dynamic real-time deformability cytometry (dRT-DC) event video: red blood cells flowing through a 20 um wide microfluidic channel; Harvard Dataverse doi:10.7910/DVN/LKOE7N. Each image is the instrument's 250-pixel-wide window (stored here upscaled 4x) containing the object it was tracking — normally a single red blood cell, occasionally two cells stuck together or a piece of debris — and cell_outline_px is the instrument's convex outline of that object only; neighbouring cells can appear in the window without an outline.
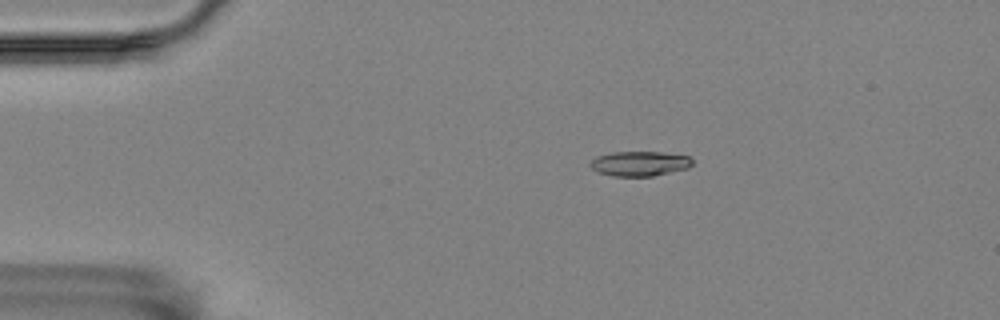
{"species": "Egyptian fruit bat (a non-hibernating species)", "species_latin": "Rousettus aegyptiacus", "temperature_condition": "room temperature", "stored_images_in_passage": 58, "camera_frame_rate_fps": 3000, "um_per_image_px": 0.085, "animal": {"sex": "female"}, "frame": {"image": 1, "passage_image": 11, "time_ms": 3.333, "image_size_px": [1000, 320], "cell_outline_px": [[692, 164], [688, 168], [652, 176], [612, 176], [600, 172], [592, 168], [588, 164], [596, 156], [612, 152], [660, 152], [688, 156], [692, 160]], "centroid_in_image_um": [54.35, 13.9], "position_along_channel_um": 30.7, "area_um2": 14.62}}
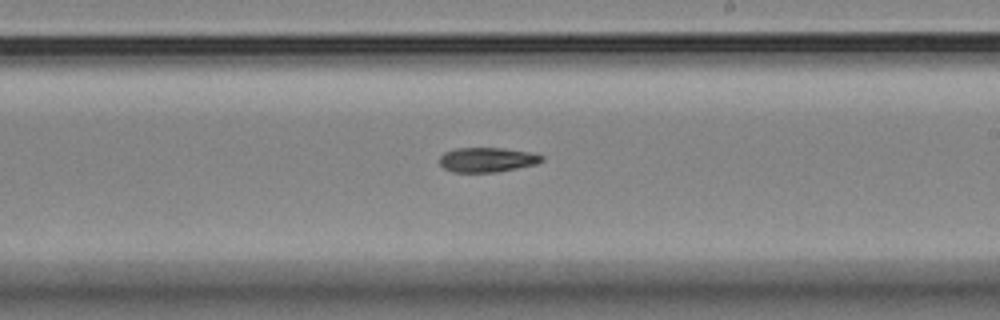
{"frame": {"image": 2, "passage_image": 34, "time_ms": 11.0, "image_size_px": [1000, 320], "cell_outline_px": [[544, 160], [536, 164], [496, 172], [452, 172], [444, 168], [440, 164], [440, 156], [444, 152], [456, 148], [500, 148], [528, 152], [544, 156]], "centroid_in_image_um": [41.38, 13.58], "position_along_channel_um": 247.6, "area_um2": 14.57}}
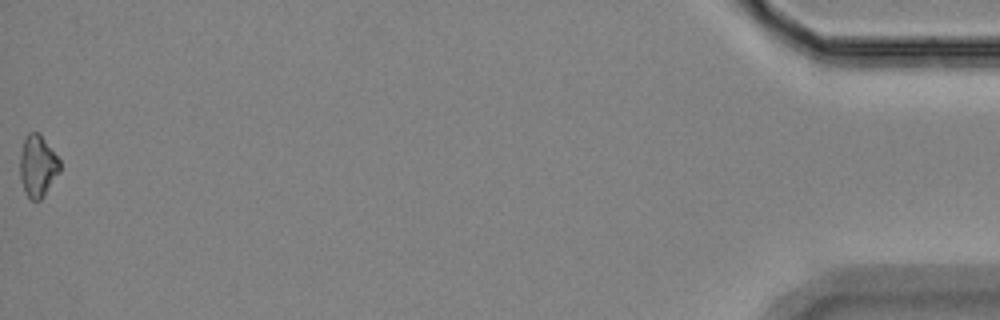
{"frame": {"image": 3, "passage_image": 58, "time_ms": 19.0, "image_size_px": [1000, 320], "cell_outline_px": [[60, 172], [40, 200], [32, 200], [24, 192], [20, 176], [20, 152], [24, 140], [28, 132], [40, 132], [60, 160]], "centroid_in_image_um": [3.2, 14.08], "position_along_channel_um": 432.0, "area_um2": 14.39}, "authors_computed_cell_mechanics": {"area_um2": 14.739, "velocity_mm_per_s": 3.4797, "shape_relaxation_time_tau1_ms": null, "shape_relaxation_time_tau2_ms": 8.755, "deformation_change_tau1": null, "deformation_change_tau2": 0.1708}}